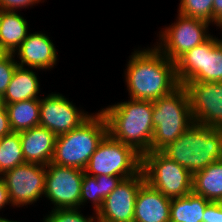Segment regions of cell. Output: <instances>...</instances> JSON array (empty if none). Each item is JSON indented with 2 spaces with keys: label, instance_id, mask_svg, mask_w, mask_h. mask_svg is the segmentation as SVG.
<instances>
[{
  "label": "cell",
  "instance_id": "cell-1",
  "mask_svg": "<svg viewBox=\"0 0 222 222\" xmlns=\"http://www.w3.org/2000/svg\"><path fill=\"white\" fill-rule=\"evenodd\" d=\"M137 50L129 56L125 82L129 98L156 101L171 93L180 84L175 62L169 60L155 45Z\"/></svg>",
  "mask_w": 222,
  "mask_h": 222
},
{
  "label": "cell",
  "instance_id": "cell-2",
  "mask_svg": "<svg viewBox=\"0 0 222 222\" xmlns=\"http://www.w3.org/2000/svg\"><path fill=\"white\" fill-rule=\"evenodd\" d=\"M100 111L113 139L133 147L141 155L151 152L153 101L130 98Z\"/></svg>",
  "mask_w": 222,
  "mask_h": 222
},
{
  "label": "cell",
  "instance_id": "cell-3",
  "mask_svg": "<svg viewBox=\"0 0 222 222\" xmlns=\"http://www.w3.org/2000/svg\"><path fill=\"white\" fill-rule=\"evenodd\" d=\"M161 152L193 175L209 164L222 160L221 128L193 123Z\"/></svg>",
  "mask_w": 222,
  "mask_h": 222
},
{
  "label": "cell",
  "instance_id": "cell-4",
  "mask_svg": "<svg viewBox=\"0 0 222 222\" xmlns=\"http://www.w3.org/2000/svg\"><path fill=\"white\" fill-rule=\"evenodd\" d=\"M107 134L108 125L103 113H92L76 129L57 136L51 163L85 170L90 157Z\"/></svg>",
  "mask_w": 222,
  "mask_h": 222
},
{
  "label": "cell",
  "instance_id": "cell-5",
  "mask_svg": "<svg viewBox=\"0 0 222 222\" xmlns=\"http://www.w3.org/2000/svg\"><path fill=\"white\" fill-rule=\"evenodd\" d=\"M154 133L151 152L161 151L180 137L194 122L189 95L184 85L153 101Z\"/></svg>",
  "mask_w": 222,
  "mask_h": 222
},
{
  "label": "cell",
  "instance_id": "cell-6",
  "mask_svg": "<svg viewBox=\"0 0 222 222\" xmlns=\"http://www.w3.org/2000/svg\"><path fill=\"white\" fill-rule=\"evenodd\" d=\"M180 85L187 82H222V40L213 35L175 61Z\"/></svg>",
  "mask_w": 222,
  "mask_h": 222
},
{
  "label": "cell",
  "instance_id": "cell-7",
  "mask_svg": "<svg viewBox=\"0 0 222 222\" xmlns=\"http://www.w3.org/2000/svg\"><path fill=\"white\" fill-rule=\"evenodd\" d=\"M141 170L145 181L166 197H184L192 192L193 175L161 151L144 153Z\"/></svg>",
  "mask_w": 222,
  "mask_h": 222
},
{
  "label": "cell",
  "instance_id": "cell-8",
  "mask_svg": "<svg viewBox=\"0 0 222 222\" xmlns=\"http://www.w3.org/2000/svg\"><path fill=\"white\" fill-rule=\"evenodd\" d=\"M141 166V154L107 134L90 157L84 171L92 176L108 175L126 179L137 175Z\"/></svg>",
  "mask_w": 222,
  "mask_h": 222
},
{
  "label": "cell",
  "instance_id": "cell-9",
  "mask_svg": "<svg viewBox=\"0 0 222 222\" xmlns=\"http://www.w3.org/2000/svg\"><path fill=\"white\" fill-rule=\"evenodd\" d=\"M210 23L178 12L176 22L160 30L155 45L169 60L176 61L185 52L203 44L212 35Z\"/></svg>",
  "mask_w": 222,
  "mask_h": 222
},
{
  "label": "cell",
  "instance_id": "cell-10",
  "mask_svg": "<svg viewBox=\"0 0 222 222\" xmlns=\"http://www.w3.org/2000/svg\"><path fill=\"white\" fill-rule=\"evenodd\" d=\"M46 166L38 163L18 165L2 174L12 206L36 203L45 193Z\"/></svg>",
  "mask_w": 222,
  "mask_h": 222
},
{
  "label": "cell",
  "instance_id": "cell-11",
  "mask_svg": "<svg viewBox=\"0 0 222 222\" xmlns=\"http://www.w3.org/2000/svg\"><path fill=\"white\" fill-rule=\"evenodd\" d=\"M84 170L59 166L54 163L46 165L44 196L54 205L53 209H72L80 207L81 183Z\"/></svg>",
  "mask_w": 222,
  "mask_h": 222
},
{
  "label": "cell",
  "instance_id": "cell-12",
  "mask_svg": "<svg viewBox=\"0 0 222 222\" xmlns=\"http://www.w3.org/2000/svg\"><path fill=\"white\" fill-rule=\"evenodd\" d=\"M92 114L78 109L73 102L60 93H50L40 98L39 125L47 128L56 136L76 129Z\"/></svg>",
  "mask_w": 222,
  "mask_h": 222
},
{
  "label": "cell",
  "instance_id": "cell-13",
  "mask_svg": "<svg viewBox=\"0 0 222 222\" xmlns=\"http://www.w3.org/2000/svg\"><path fill=\"white\" fill-rule=\"evenodd\" d=\"M194 123L222 127V82H187Z\"/></svg>",
  "mask_w": 222,
  "mask_h": 222
},
{
  "label": "cell",
  "instance_id": "cell-14",
  "mask_svg": "<svg viewBox=\"0 0 222 222\" xmlns=\"http://www.w3.org/2000/svg\"><path fill=\"white\" fill-rule=\"evenodd\" d=\"M144 182L142 170L137 175L122 179L97 211L98 222H133L137 192Z\"/></svg>",
  "mask_w": 222,
  "mask_h": 222
},
{
  "label": "cell",
  "instance_id": "cell-15",
  "mask_svg": "<svg viewBox=\"0 0 222 222\" xmlns=\"http://www.w3.org/2000/svg\"><path fill=\"white\" fill-rule=\"evenodd\" d=\"M57 49L45 33H29L21 45L13 53L20 61L18 66L36 70H50L57 64Z\"/></svg>",
  "mask_w": 222,
  "mask_h": 222
},
{
  "label": "cell",
  "instance_id": "cell-16",
  "mask_svg": "<svg viewBox=\"0 0 222 222\" xmlns=\"http://www.w3.org/2000/svg\"><path fill=\"white\" fill-rule=\"evenodd\" d=\"M170 207L171 198L145 181L137 192L133 222H170Z\"/></svg>",
  "mask_w": 222,
  "mask_h": 222
},
{
  "label": "cell",
  "instance_id": "cell-17",
  "mask_svg": "<svg viewBox=\"0 0 222 222\" xmlns=\"http://www.w3.org/2000/svg\"><path fill=\"white\" fill-rule=\"evenodd\" d=\"M19 133L25 162L48 165L54 154L57 136L40 125Z\"/></svg>",
  "mask_w": 222,
  "mask_h": 222
},
{
  "label": "cell",
  "instance_id": "cell-18",
  "mask_svg": "<svg viewBox=\"0 0 222 222\" xmlns=\"http://www.w3.org/2000/svg\"><path fill=\"white\" fill-rule=\"evenodd\" d=\"M40 80L32 68L17 66L11 81L2 95L3 104L40 99Z\"/></svg>",
  "mask_w": 222,
  "mask_h": 222
},
{
  "label": "cell",
  "instance_id": "cell-19",
  "mask_svg": "<svg viewBox=\"0 0 222 222\" xmlns=\"http://www.w3.org/2000/svg\"><path fill=\"white\" fill-rule=\"evenodd\" d=\"M192 192L210 202L222 201V160L193 174Z\"/></svg>",
  "mask_w": 222,
  "mask_h": 222
},
{
  "label": "cell",
  "instance_id": "cell-20",
  "mask_svg": "<svg viewBox=\"0 0 222 222\" xmlns=\"http://www.w3.org/2000/svg\"><path fill=\"white\" fill-rule=\"evenodd\" d=\"M28 35V22L14 11L0 10V45L14 53Z\"/></svg>",
  "mask_w": 222,
  "mask_h": 222
},
{
  "label": "cell",
  "instance_id": "cell-21",
  "mask_svg": "<svg viewBox=\"0 0 222 222\" xmlns=\"http://www.w3.org/2000/svg\"><path fill=\"white\" fill-rule=\"evenodd\" d=\"M6 106L12 132L19 133L39 125L40 99L4 104Z\"/></svg>",
  "mask_w": 222,
  "mask_h": 222
},
{
  "label": "cell",
  "instance_id": "cell-22",
  "mask_svg": "<svg viewBox=\"0 0 222 222\" xmlns=\"http://www.w3.org/2000/svg\"><path fill=\"white\" fill-rule=\"evenodd\" d=\"M209 203L193 192L184 197L171 198L170 222H203V213Z\"/></svg>",
  "mask_w": 222,
  "mask_h": 222
},
{
  "label": "cell",
  "instance_id": "cell-23",
  "mask_svg": "<svg viewBox=\"0 0 222 222\" xmlns=\"http://www.w3.org/2000/svg\"><path fill=\"white\" fill-rule=\"evenodd\" d=\"M0 176L18 165L24 164L20 133L12 132L1 138Z\"/></svg>",
  "mask_w": 222,
  "mask_h": 222
},
{
  "label": "cell",
  "instance_id": "cell-24",
  "mask_svg": "<svg viewBox=\"0 0 222 222\" xmlns=\"http://www.w3.org/2000/svg\"><path fill=\"white\" fill-rule=\"evenodd\" d=\"M214 0H180L178 12L213 24Z\"/></svg>",
  "mask_w": 222,
  "mask_h": 222
},
{
  "label": "cell",
  "instance_id": "cell-25",
  "mask_svg": "<svg viewBox=\"0 0 222 222\" xmlns=\"http://www.w3.org/2000/svg\"><path fill=\"white\" fill-rule=\"evenodd\" d=\"M91 201L92 207L96 215L97 211L100 209V188L97 184L95 176L89 175L84 172V177L81 183V195H80V206L86 204V202Z\"/></svg>",
  "mask_w": 222,
  "mask_h": 222
},
{
  "label": "cell",
  "instance_id": "cell-26",
  "mask_svg": "<svg viewBox=\"0 0 222 222\" xmlns=\"http://www.w3.org/2000/svg\"><path fill=\"white\" fill-rule=\"evenodd\" d=\"M49 213L43 222H98L97 216L85 217L80 208L52 209Z\"/></svg>",
  "mask_w": 222,
  "mask_h": 222
},
{
  "label": "cell",
  "instance_id": "cell-27",
  "mask_svg": "<svg viewBox=\"0 0 222 222\" xmlns=\"http://www.w3.org/2000/svg\"><path fill=\"white\" fill-rule=\"evenodd\" d=\"M18 66L13 53H8L0 60V95L2 96L8 87L12 75Z\"/></svg>",
  "mask_w": 222,
  "mask_h": 222
},
{
  "label": "cell",
  "instance_id": "cell-28",
  "mask_svg": "<svg viewBox=\"0 0 222 222\" xmlns=\"http://www.w3.org/2000/svg\"><path fill=\"white\" fill-rule=\"evenodd\" d=\"M97 184L100 188V208L102 207L104 199L117 187L122 180L119 176L100 175L95 176Z\"/></svg>",
  "mask_w": 222,
  "mask_h": 222
},
{
  "label": "cell",
  "instance_id": "cell-29",
  "mask_svg": "<svg viewBox=\"0 0 222 222\" xmlns=\"http://www.w3.org/2000/svg\"><path fill=\"white\" fill-rule=\"evenodd\" d=\"M42 0H0V10L3 11H14L17 12L18 9L33 7Z\"/></svg>",
  "mask_w": 222,
  "mask_h": 222
},
{
  "label": "cell",
  "instance_id": "cell-30",
  "mask_svg": "<svg viewBox=\"0 0 222 222\" xmlns=\"http://www.w3.org/2000/svg\"><path fill=\"white\" fill-rule=\"evenodd\" d=\"M203 222H222V203L210 202L203 213Z\"/></svg>",
  "mask_w": 222,
  "mask_h": 222
},
{
  "label": "cell",
  "instance_id": "cell-31",
  "mask_svg": "<svg viewBox=\"0 0 222 222\" xmlns=\"http://www.w3.org/2000/svg\"><path fill=\"white\" fill-rule=\"evenodd\" d=\"M12 133L9 116L4 104L0 105V139Z\"/></svg>",
  "mask_w": 222,
  "mask_h": 222
},
{
  "label": "cell",
  "instance_id": "cell-32",
  "mask_svg": "<svg viewBox=\"0 0 222 222\" xmlns=\"http://www.w3.org/2000/svg\"><path fill=\"white\" fill-rule=\"evenodd\" d=\"M9 204L12 205L9 192L4 179L0 176V210Z\"/></svg>",
  "mask_w": 222,
  "mask_h": 222
},
{
  "label": "cell",
  "instance_id": "cell-33",
  "mask_svg": "<svg viewBox=\"0 0 222 222\" xmlns=\"http://www.w3.org/2000/svg\"><path fill=\"white\" fill-rule=\"evenodd\" d=\"M213 24L217 27L222 24V0L213 1Z\"/></svg>",
  "mask_w": 222,
  "mask_h": 222
},
{
  "label": "cell",
  "instance_id": "cell-34",
  "mask_svg": "<svg viewBox=\"0 0 222 222\" xmlns=\"http://www.w3.org/2000/svg\"><path fill=\"white\" fill-rule=\"evenodd\" d=\"M8 52L0 45V60H2Z\"/></svg>",
  "mask_w": 222,
  "mask_h": 222
},
{
  "label": "cell",
  "instance_id": "cell-35",
  "mask_svg": "<svg viewBox=\"0 0 222 222\" xmlns=\"http://www.w3.org/2000/svg\"><path fill=\"white\" fill-rule=\"evenodd\" d=\"M0 222H19V221L9 220V219L1 217ZM42 222H43V220H42Z\"/></svg>",
  "mask_w": 222,
  "mask_h": 222
},
{
  "label": "cell",
  "instance_id": "cell-36",
  "mask_svg": "<svg viewBox=\"0 0 222 222\" xmlns=\"http://www.w3.org/2000/svg\"><path fill=\"white\" fill-rule=\"evenodd\" d=\"M3 102H2V96L0 95V105H2Z\"/></svg>",
  "mask_w": 222,
  "mask_h": 222
},
{
  "label": "cell",
  "instance_id": "cell-37",
  "mask_svg": "<svg viewBox=\"0 0 222 222\" xmlns=\"http://www.w3.org/2000/svg\"><path fill=\"white\" fill-rule=\"evenodd\" d=\"M1 150H2V147H1V139H0V156H1Z\"/></svg>",
  "mask_w": 222,
  "mask_h": 222
},
{
  "label": "cell",
  "instance_id": "cell-38",
  "mask_svg": "<svg viewBox=\"0 0 222 222\" xmlns=\"http://www.w3.org/2000/svg\"><path fill=\"white\" fill-rule=\"evenodd\" d=\"M219 28L221 29V31H222V24L219 26ZM222 34V33H221ZM220 38H222V37H220ZM222 40V39H221Z\"/></svg>",
  "mask_w": 222,
  "mask_h": 222
}]
</instances>
